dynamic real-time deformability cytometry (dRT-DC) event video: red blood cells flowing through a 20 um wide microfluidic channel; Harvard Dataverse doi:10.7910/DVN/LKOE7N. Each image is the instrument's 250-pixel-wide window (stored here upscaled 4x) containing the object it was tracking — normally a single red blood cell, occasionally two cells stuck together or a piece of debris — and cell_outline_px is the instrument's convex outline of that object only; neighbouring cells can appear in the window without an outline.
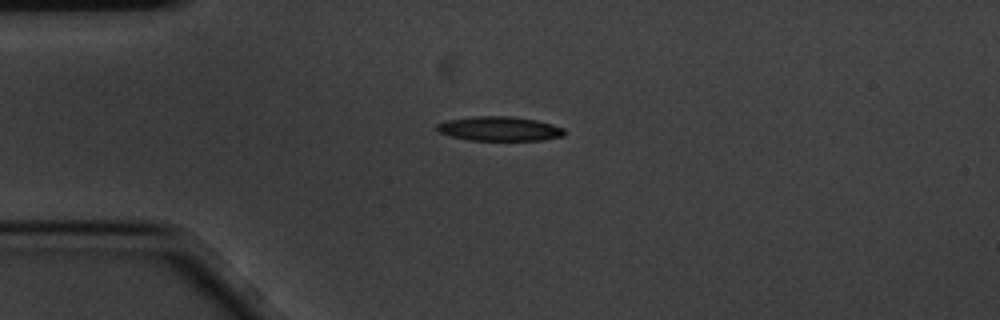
{"species": "common noctule bat (a hibernating species)", "species_latin": "Nyctalus noctula", "temperature_condition": "cold", "stored_images_in_passage": 5, "camera_frame_rate_fps": 3000, "um_per_image_px": 0.085, "animal": {"sex": "male", "body_mass_g": 20.1, "forearm_length_mm": 53.5}, "frame": {"image": 1, "passage_image": 1, "time_ms": 0.0, "image_size_px": [1000, 320], "cell_outline_px": [[564, 136], [544, 140], [468, 140], [448, 136], [440, 132], [436, 128], [436, 124], [448, 120], [472, 116], [512, 116], [536, 120], [552, 124], [564, 128]], "centroid_in_image_um": [42.45, 10.94], "position_along_channel_um": 42.6, "area_um2": 18.21}}
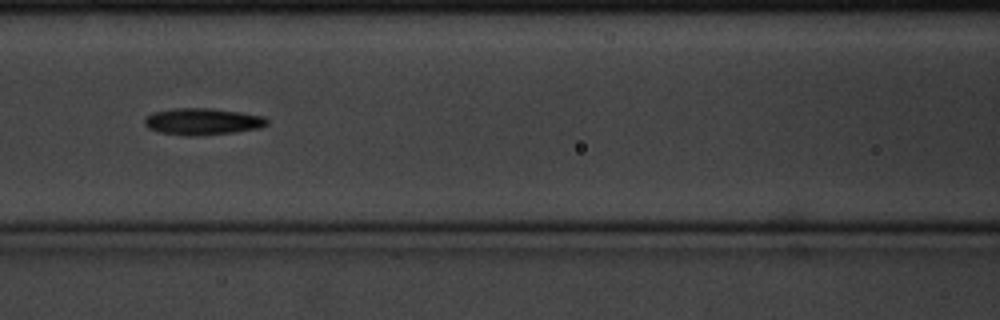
{"frame": {"image": 2, "passage_image": 4, "time_ms": 1.0, "image_size_px": [1000, 320], "cell_outline_px": [[268, 124], [260, 128], [232, 132], [196, 136], [188, 136], [160, 132], [148, 128], [144, 124], [144, 120], [152, 112], [172, 108], [208, 108], [240, 112], [264, 116], [268, 120]], "centroid_in_image_um": [17.2, 10.32], "position_along_channel_um": 149.4, "area_um2": 19.02}}
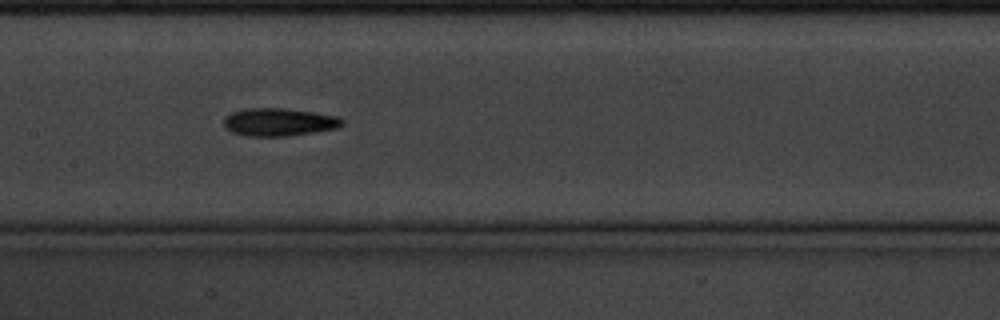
{"frame": {"image": 3, "passage_image": 5, "time_ms": 1.333, "image_size_px": [1000, 320], "cell_outline_px": [[344, 124], [340, 128], [288, 136], [248, 136], [232, 132], [224, 128], [224, 116], [232, 112], [244, 108], [284, 108], [312, 112], [336, 116], [344, 120]], "centroid_in_image_um": [23.7, 10.38], "position_along_channel_um": 183.7, "area_um2": 19.36}}